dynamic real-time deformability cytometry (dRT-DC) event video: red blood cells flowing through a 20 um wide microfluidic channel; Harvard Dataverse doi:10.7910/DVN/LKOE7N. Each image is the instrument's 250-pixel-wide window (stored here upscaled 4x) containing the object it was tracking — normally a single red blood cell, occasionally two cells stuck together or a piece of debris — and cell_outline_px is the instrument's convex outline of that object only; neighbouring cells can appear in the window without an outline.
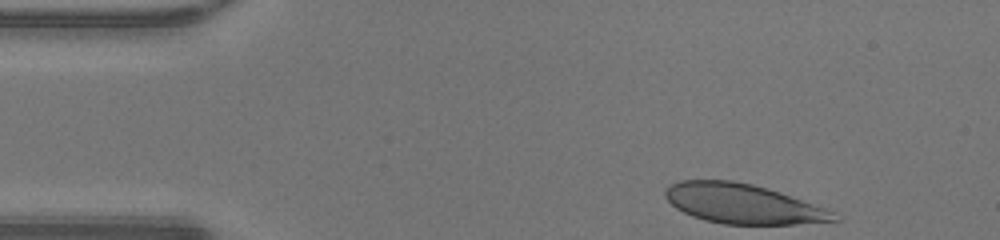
{"species": "human", "species_latin": "Homo sapiens", "temperature_condition": "warm", "stored_images_in_passage": 34, "camera_frame_rate_fps": 3000, "um_per_image_px": 0.085, "donor": {"sex": "male"}, "frame": {"image": 1, "passage_image": 1, "time_ms": 0.0, "image_size_px": [1000, 240], "cell_outline_px": [[840, 220], [796, 224], [724, 224], [704, 220], [692, 216], [676, 208], [664, 196], [664, 188], [668, 184], [680, 180], [732, 180], [752, 184], [768, 188], [780, 192], [824, 208], [832, 212]], "centroid_in_image_um": [63.06, 17.31], "position_along_channel_um": 21.9, "area_um2": 38.84}}
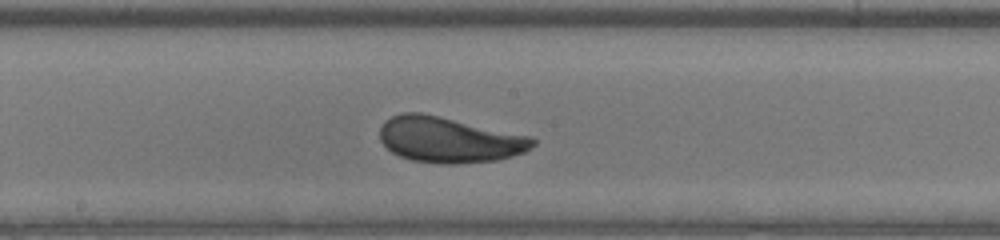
{"frame": {"image": 2, "passage_image": 20, "time_ms": 6.333, "image_size_px": [1000, 240], "cell_outline_px": [[536, 144], [532, 148], [524, 152], [512, 156], [496, 160], [456, 164], [440, 164], [412, 160], [400, 156], [392, 152], [380, 140], [380, 128], [384, 120], [400, 112], [420, 112], [532, 136], [536, 140]], "centroid_in_image_um": [38.18, 11.88], "position_along_channel_um": 210.0, "area_um2": 40.81}}
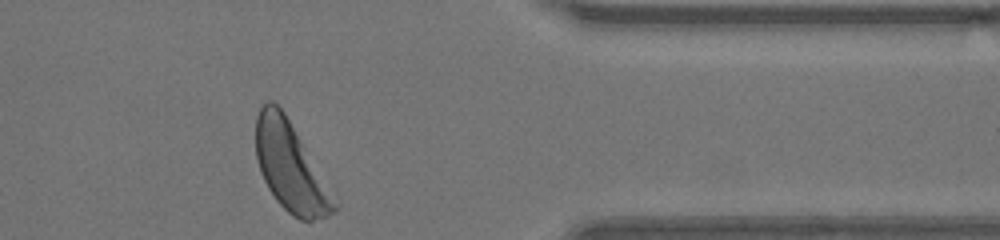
{"frame": {"image": 3, "passage_image": 34, "time_ms": 11.0, "image_size_px": [1000, 240], "cell_outline_px": [[340, 208], [324, 216], [312, 220], [300, 220], [292, 216], [276, 200], [268, 188], [260, 172], [256, 156], [256, 116], [264, 100], [272, 100], [284, 112], [340, 204]], "centroid_in_image_um": [24.69, 14.2], "position_along_channel_um": 386.7, "area_um2": 40.34}, "authors_computed_cell_mechanics": {"area_um2": 39.9109, "velocity_mm_per_s": 4.2267, "shape_relaxation_time_tau1_ms": 2.1549, "shape_relaxation_time_tau2_ms": null, "deformation_change_tau1": 0.1173, "deformation_change_tau2": null}}